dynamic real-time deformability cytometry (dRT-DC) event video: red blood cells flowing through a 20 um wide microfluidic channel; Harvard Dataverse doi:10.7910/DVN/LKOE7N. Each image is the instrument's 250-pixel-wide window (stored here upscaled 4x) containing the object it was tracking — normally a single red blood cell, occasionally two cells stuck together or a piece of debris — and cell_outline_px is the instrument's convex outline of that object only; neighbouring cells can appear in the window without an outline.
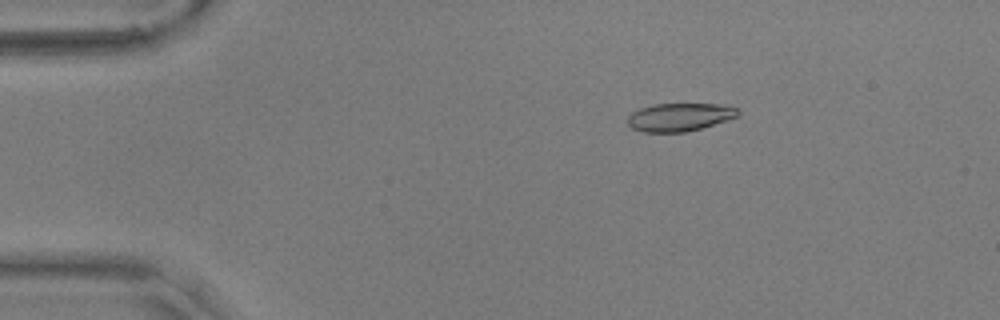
{"species": "common noctule bat (a hibernating species)", "species_latin": "Nyctalus noctula", "temperature_condition": "warm", "stored_images_in_passage": 50, "camera_frame_rate_fps": 3000, "um_per_image_px": 0.085, "animal": {"sex": "male", "body_mass_g": 17.9, "forearm_length_mm": 54.2}, "frame": {"image": 1, "passage_image": 4, "time_ms": 1.0, "image_size_px": [1000, 320], "cell_outline_px": [[740, 112], [736, 116], [700, 128], [684, 132], [644, 132], [632, 128], [628, 124], [628, 116], [632, 112], [640, 108], [652, 104], [720, 104], [736, 108]], "centroid_in_image_um": [57.7, 9.94], "position_along_channel_um": 27.3, "area_um2": 17.74}}
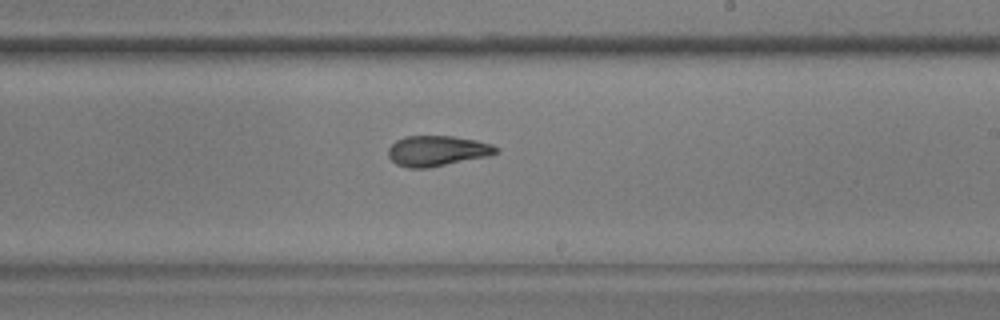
{"frame": {"image": 2, "passage_image": 28, "time_ms": 9.0, "image_size_px": [1000, 320], "cell_outline_px": [[500, 152], [488, 156], [428, 168], [408, 168], [396, 164], [388, 156], [388, 148], [396, 140], [404, 136], [452, 136], [476, 140], [492, 144], [500, 148]], "centroid_in_image_um": [37.17, 12.82], "position_along_channel_um": 251.8, "area_um2": 19.25}}
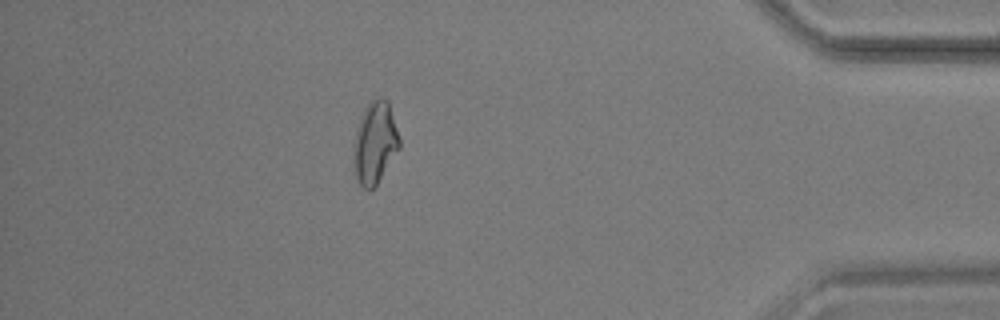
{"frame": {"image": 3, "passage_image": 44, "time_ms": 14.333, "image_size_px": [1000, 320], "cell_outline_px": [[400, 148], [376, 184], [372, 188], [364, 188], [360, 184], [356, 176], [356, 128], [360, 116], [364, 108], [372, 100], [380, 96], [388, 100], [400, 136]], "centroid_in_image_um": [31.92, 12.05], "position_along_channel_um": 403.3, "area_um2": 21.27}, "authors_computed_cell_mechanics": {"area_um2": 19.3341, "velocity_mm_per_s": 3.6033, "shape_relaxation_time_tau1_ms": null, "shape_relaxation_time_tau2_ms": 2.3181, "deformation_change_tau1": null, "deformation_change_tau2": 0.0924}}